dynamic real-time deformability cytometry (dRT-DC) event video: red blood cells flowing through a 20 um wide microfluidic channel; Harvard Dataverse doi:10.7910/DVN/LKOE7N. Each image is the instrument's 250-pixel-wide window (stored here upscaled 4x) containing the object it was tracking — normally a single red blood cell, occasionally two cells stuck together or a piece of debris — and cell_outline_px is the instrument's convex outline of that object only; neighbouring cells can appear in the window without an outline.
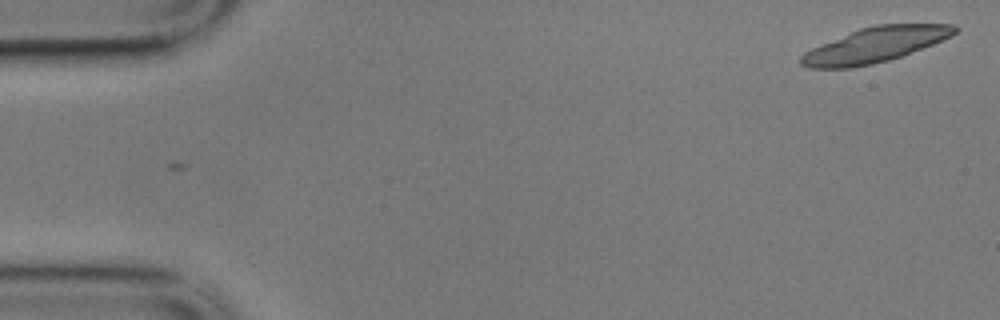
{"species": "common noctule bat (a hibernating species)", "species_latin": "Nyctalus noctula", "temperature_condition": "cold", "stored_images_in_passage": 2, "camera_frame_rate_fps": 3000, "um_per_image_px": 0.085, "animal": {"sex": "male", "body_mass_g": 17.9}, "frame": {"image": 1, "passage_image": 2, "time_ms": 0.333, "image_size_px": [1000, 320], "cell_outline_px": [[960, 28], [952, 36], [932, 44], [900, 56], [888, 60], [872, 64], [852, 68], [808, 68], [800, 64], [800, 56], [804, 52], [812, 48], [860, 28], [876, 24], [956, 24]], "centroid_in_image_um": [74.38, 3.81], "position_along_channel_um": 10.6, "area_um2": 31.1}}